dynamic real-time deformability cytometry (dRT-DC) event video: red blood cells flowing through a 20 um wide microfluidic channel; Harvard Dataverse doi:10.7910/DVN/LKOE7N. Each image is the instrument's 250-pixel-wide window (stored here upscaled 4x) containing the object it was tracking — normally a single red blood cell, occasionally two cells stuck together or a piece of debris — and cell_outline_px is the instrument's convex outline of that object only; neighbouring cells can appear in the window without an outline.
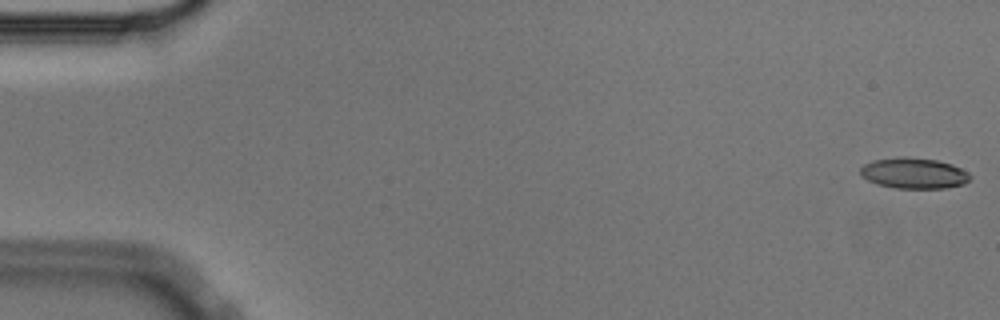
{"species": "Egyptian fruit bat (a non-hibernating species)", "species_latin": "Rousettus aegyptiacus", "temperature_condition": "cold", "stored_images_in_passage": 56, "camera_frame_rate_fps": 3000, "um_per_image_px": 0.085, "animal": {"sex": "male"}, "frame": {"image": 1, "passage_image": 1, "time_ms": 0.0, "image_size_px": [1000, 320], "cell_outline_px": [[972, 176], [964, 184], [948, 188], [896, 188], [876, 184], [860, 176], [860, 168], [864, 164], [872, 160], [900, 156], [904, 156], [936, 160], [952, 164], [968, 172]], "centroid_in_image_um": [77.66, 14.72], "position_along_channel_um": 7.3, "area_um2": 19.88}}
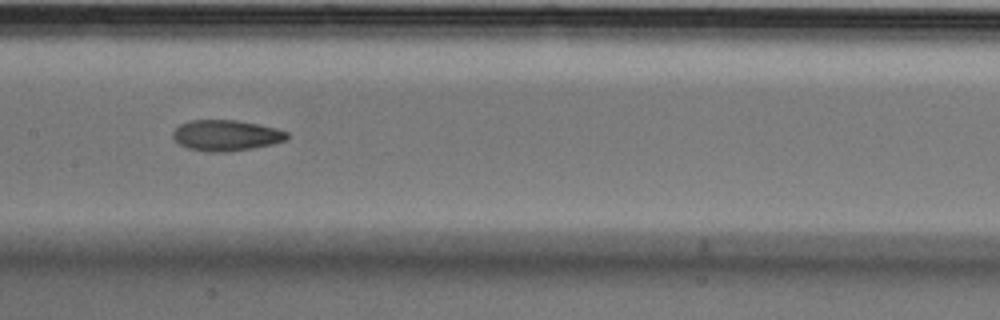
{"frame": {"image": 2, "passage_image": 28, "time_ms": 9.0, "image_size_px": [1000, 320], "cell_outline_px": [[288, 140], [272, 144], [252, 148], [228, 152], [208, 152], [188, 148], [180, 144], [172, 136], [172, 132], [180, 124], [188, 120], [236, 120], [276, 128], [288, 132]], "centroid_in_image_um": [19.22, 11.51], "position_along_channel_um": 188.2, "area_um2": 20.52}}
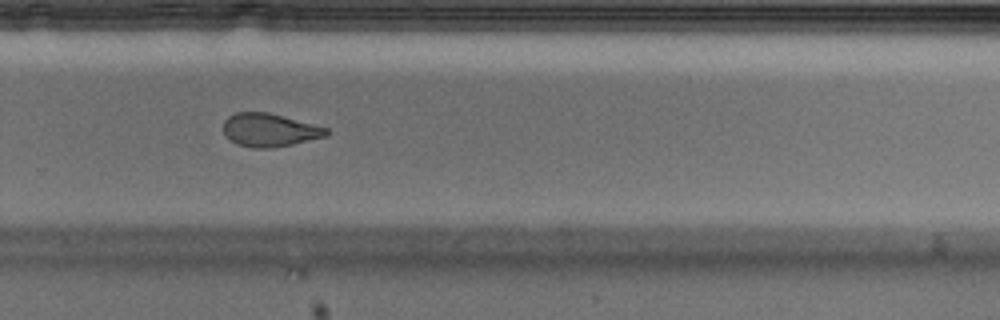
{"frame": {"image": 3, "passage_image": 38, "time_ms": 12.333, "image_size_px": [1000, 320], "cell_outline_px": [[332, 132], [328, 136], [292, 144], [272, 148], [256, 148], [236, 144], [224, 136], [224, 120], [228, 116], [236, 112], [268, 112], [328, 128]], "centroid_in_image_um": [22.92, 11.05], "position_along_channel_um": 306.9, "area_um2": 20.06}, "authors_computed_cell_mechanics": {"area_um2": 20.6346, "velocity_mm_per_s": 3.5689, "shape_relaxation_time_tau1_ms": 8.2796, "shape_relaxation_time_tau2_ms": 2.3961, "deformation_change_tau1": 0.1963, "deformation_change_tau2": 0.0859}}